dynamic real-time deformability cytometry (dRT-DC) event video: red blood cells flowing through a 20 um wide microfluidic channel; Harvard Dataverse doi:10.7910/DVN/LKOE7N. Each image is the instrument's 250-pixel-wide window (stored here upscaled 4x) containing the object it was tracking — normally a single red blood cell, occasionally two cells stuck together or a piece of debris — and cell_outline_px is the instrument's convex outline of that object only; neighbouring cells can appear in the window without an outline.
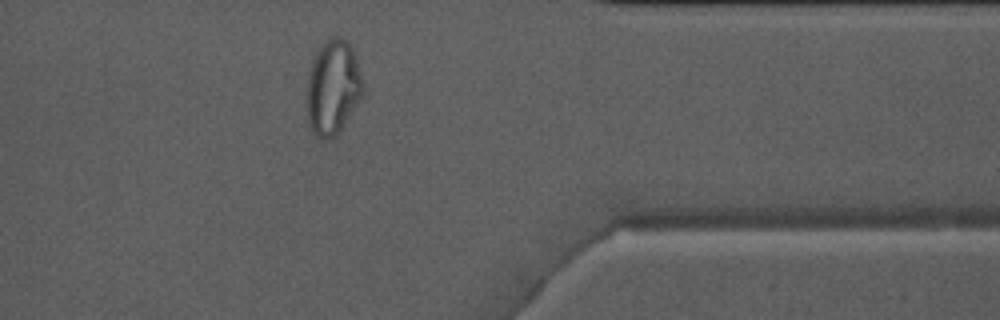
{"species": "Egyptian fruit bat (a non-hibernating species)", "species_latin": "Rousettus aegyptiacus", "temperature_condition": "warm", "stored_images_in_passage": 36, "camera_frame_rate_fps": 3000, "um_per_image_px": 0.085, "animal": {"sex": "male"}, "frame": {"image": 1, "passage_image": 26, "time_ms": 8.333, "image_size_px": [1000, 320], "cell_outline_px": [[364, 92], [360, 100], [344, 128], [332, 140], [320, 140], [316, 136], [308, 120], [304, 92], [312, 60], [316, 52], [332, 36], [340, 36], [348, 40], [352, 48], [364, 84]], "centroid_in_image_um": [28.29, 7.49], "position_along_channel_um": 383.1, "area_um2": 31.79}}